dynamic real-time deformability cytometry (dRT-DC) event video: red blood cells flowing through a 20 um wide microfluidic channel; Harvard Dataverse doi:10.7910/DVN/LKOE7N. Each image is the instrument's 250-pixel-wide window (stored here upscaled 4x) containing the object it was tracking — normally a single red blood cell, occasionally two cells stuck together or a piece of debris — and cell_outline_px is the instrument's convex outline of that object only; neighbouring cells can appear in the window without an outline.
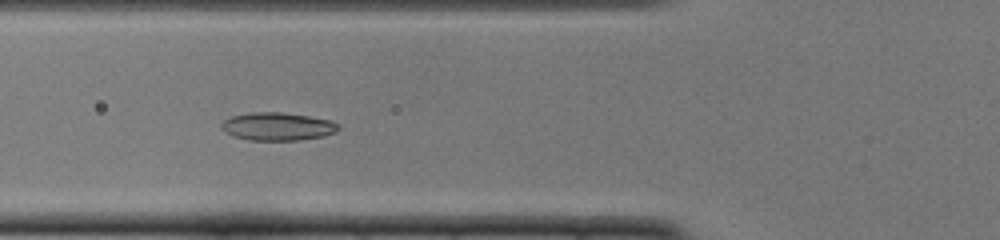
{"species": "common noctule bat (a hibernating species)", "species_latin": "Nyctalus noctula", "temperature_condition": "cold", "stored_images_in_passage": 51, "camera_frame_rate_fps": 3000, "um_per_image_px": 0.085, "animal": {"sex": "female", "body_mass_g": 22.0, "forearm_length_mm": 56.7}, "frame": {"image": 1, "passage_image": 19, "time_ms": 6.0, "image_size_px": [1000, 240], "cell_outline_px": [[340, 128], [336, 132], [324, 136], [300, 140], [248, 140], [232, 136], [224, 132], [220, 128], [220, 124], [224, 120], [232, 116], [252, 112], [280, 112], [308, 116], [332, 120], [340, 124]], "centroid_in_image_um": [23.59, 10.75], "position_along_channel_um": 102.2, "area_um2": 19.31}}
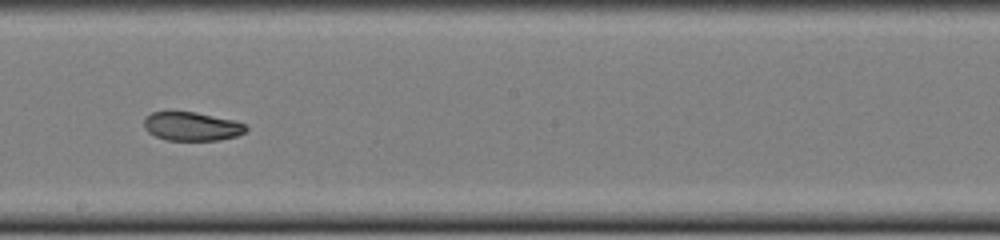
{"frame": {"image": 2, "passage_image": 29, "time_ms": 9.333, "image_size_px": [1000, 240], "cell_outline_px": [[248, 128], [244, 132], [236, 136], [220, 140], [168, 140], [156, 136], [148, 132], [144, 128], [144, 116], [152, 112], [196, 112], [232, 120], [244, 124]], "centroid_in_image_um": [16.27, 10.74], "position_along_channel_um": 231.9, "area_um2": 16.94}}
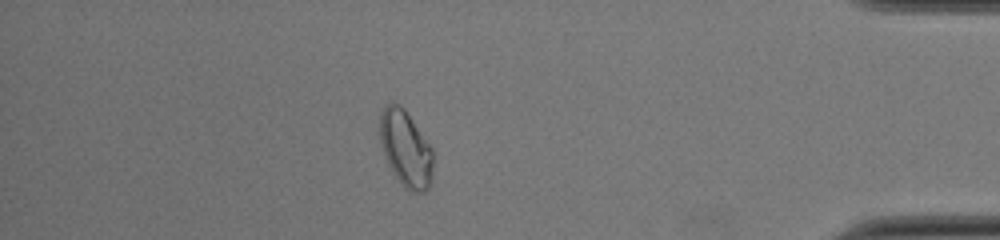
{"frame": {"image": 3, "passage_image": 45, "time_ms": 14.667, "image_size_px": [1000, 240], "cell_outline_px": [[432, 184], [424, 192], [412, 192], [392, 172], [388, 164], [380, 144], [380, 112], [384, 104], [392, 100], [400, 104], [404, 108], [432, 148]], "centroid_in_image_um": [34.47, 12.58], "position_along_channel_um": 400.7, "area_um2": 23.7}, "authors_computed_cell_mechanics": {"area_um2": 18.8428, "velocity_mm_per_s": 3.8973, "shape_relaxation_time_tau1_ms": null, "shape_relaxation_time_tau2_ms": 6.2211, "deformation_change_tau1": null, "deformation_change_tau2": 0.0938}}